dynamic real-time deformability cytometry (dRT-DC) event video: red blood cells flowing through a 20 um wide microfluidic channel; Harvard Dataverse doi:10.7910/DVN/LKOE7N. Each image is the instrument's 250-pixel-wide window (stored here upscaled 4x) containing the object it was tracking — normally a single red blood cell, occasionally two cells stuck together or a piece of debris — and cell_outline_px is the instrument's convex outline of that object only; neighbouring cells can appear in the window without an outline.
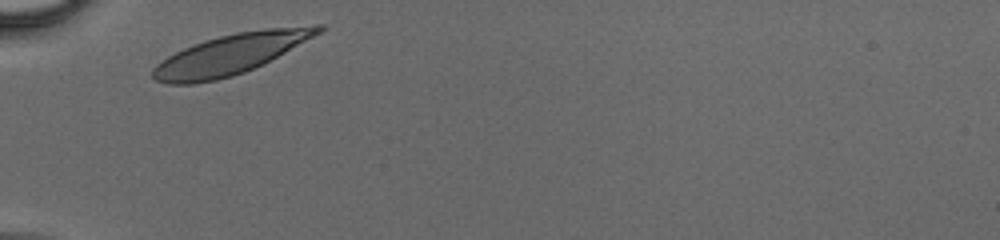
{"species": "human", "species_latin": "Homo sapiens", "temperature_condition": "cold", "stored_images_in_passage": 25, "camera_frame_rate_fps": 3000, "um_per_image_px": 0.085, "donor": {"sex": "male"}, "frame": {"image": 1, "passage_image": 1, "time_ms": 0.0, "image_size_px": [1000, 240], "cell_outline_px": [[324, 28], [320, 32], [284, 52], [244, 72], [232, 76], [216, 80], [196, 84], [168, 84], [156, 80], [152, 76], [152, 68], [156, 64], [168, 56], [184, 48], [220, 36], [236, 32], [264, 28], [316, 24], [324, 24]], "centroid_in_image_um": [19.56, 4.6], "position_along_channel_um": 65.4, "area_um2": 38.15}}
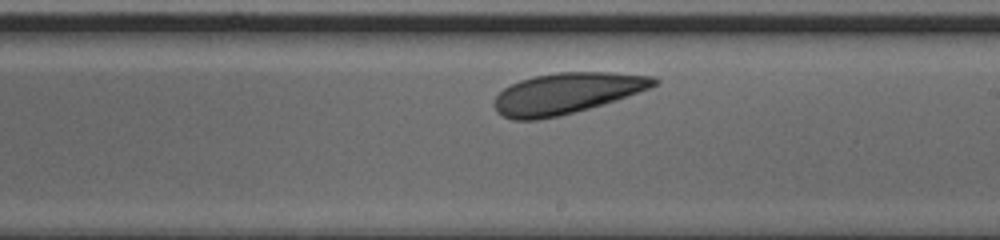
{"frame": {"image": 2, "passage_image": 14, "time_ms": 4.333, "image_size_px": [1000, 240], "cell_outline_px": [[660, 80], [656, 84], [648, 88], [616, 100], [560, 116], [540, 120], [512, 120], [496, 112], [492, 104], [496, 96], [504, 88], [520, 80], [532, 76], [560, 72], [612, 72], [656, 76]], "centroid_in_image_um": [48.13, 7.93], "position_along_channel_um": 240.9, "area_um2": 38.15}}
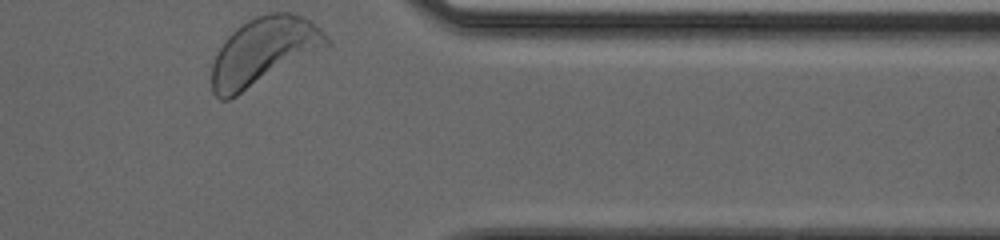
{"frame": {"image": 3, "passage_image": 25, "time_ms": 8.0, "image_size_px": [1000, 240], "cell_outline_px": [[332, 44], [236, 96], [228, 100], [220, 100], [212, 92], [212, 64], [216, 52], [228, 36], [236, 28], [248, 20], [256, 16], [268, 12], [292, 12], [304, 16], [320, 28], [332, 40]], "centroid_in_image_um": [22.42, 4.34], "position_along_channel_um": 389.0, "area_um2": 45.08}}